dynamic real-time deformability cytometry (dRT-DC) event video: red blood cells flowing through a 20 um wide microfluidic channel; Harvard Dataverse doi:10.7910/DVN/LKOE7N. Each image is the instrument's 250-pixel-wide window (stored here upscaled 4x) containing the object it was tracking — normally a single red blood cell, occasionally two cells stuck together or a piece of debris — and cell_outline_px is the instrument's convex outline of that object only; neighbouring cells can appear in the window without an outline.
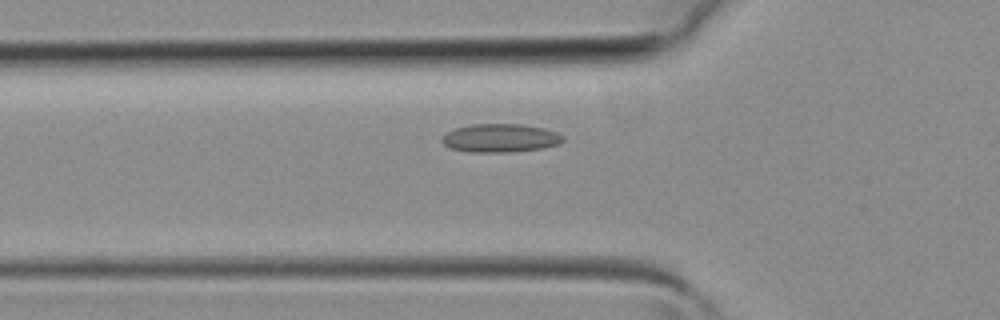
{"species": "common noctule bat (a hibernating species)", "species_latin": "Nyctalus noctula", "temperature_condition": "room temperature", "stored_images_in_passage": 39, "camera_frame_rate_fps": 3000, "um_per_image_px": 0.085, "animal": {"sex": "female", "body_mass_g": 19.3, "forearm_length_mm": 54.1}, "frame": {"image": 1, "passage_image": 13, "time_ms": 4.0, "image_size_px": [1000, 320], "cell_outline_px": [[564, 140], [560, 144], [544, 148], [512, 152], [472, 152], [448, 148], [440, 140], [448, 132], [456, 128], [472, 124], [520, 124], [544, 128], [556, 132], [564, 136]], "centroid_in_image_um": [42.55, 11.74], "position_along_channel_um": 83.2, "area_um2": 20.11}}
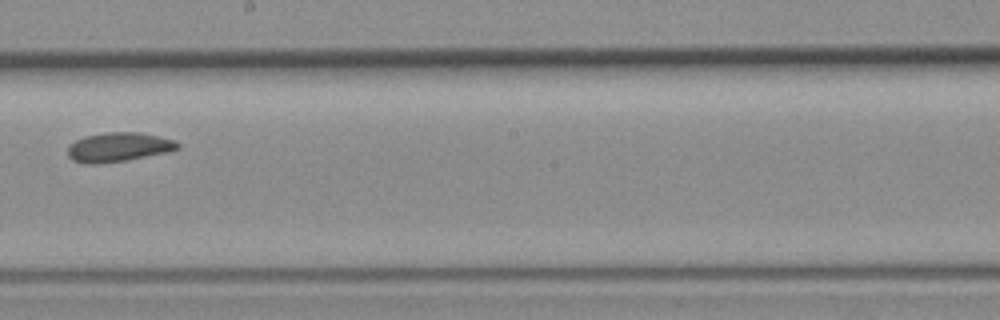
{"frame": {"image": 2, "passage_image": 22, "time_ms": 7.0, "image_size_px": [1000, 320], "cell_outline_px": [[180, 148], [168, 152], [124, 160], [92, 164], [88, 164], [72, 160], [68, 156], [68, 148], [76, 140], [84, 136], [104, 132], [140, 132], [160, 136], [176, 140], [180, 144]], "centroid_in_image_um": [10.11, 12.48], "position_along_channel_um": 238.1, "area_um2": 18.67}}
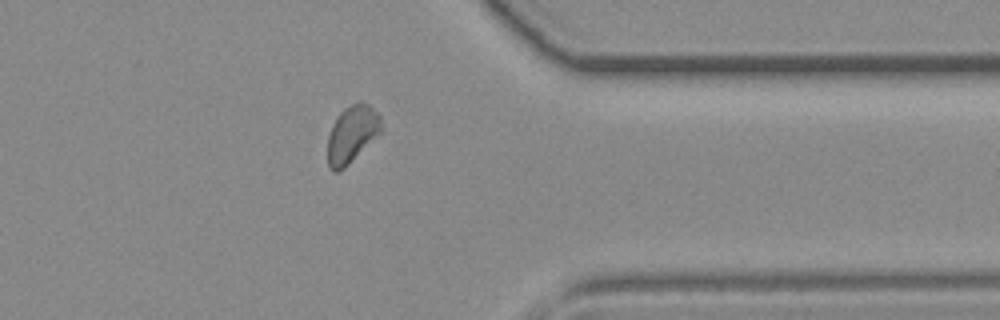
{"frame": {"image": 3, "passage_image": 31, "time_ms": 10.0, "image_size_px": [1000, 320], "cell_outline_px": [[384, 132], [344, 168], [336, 172], [332, 172], [328, 168], [328, 136], [332, 124], [340, 112], [344, 108], [360, 100], [368, 104], [380, 116], [384, 128]], "centroid_in_image_um": [29.96, 11.41], "position_along_channel_um": 381.4, "area_um2": 18.32}}